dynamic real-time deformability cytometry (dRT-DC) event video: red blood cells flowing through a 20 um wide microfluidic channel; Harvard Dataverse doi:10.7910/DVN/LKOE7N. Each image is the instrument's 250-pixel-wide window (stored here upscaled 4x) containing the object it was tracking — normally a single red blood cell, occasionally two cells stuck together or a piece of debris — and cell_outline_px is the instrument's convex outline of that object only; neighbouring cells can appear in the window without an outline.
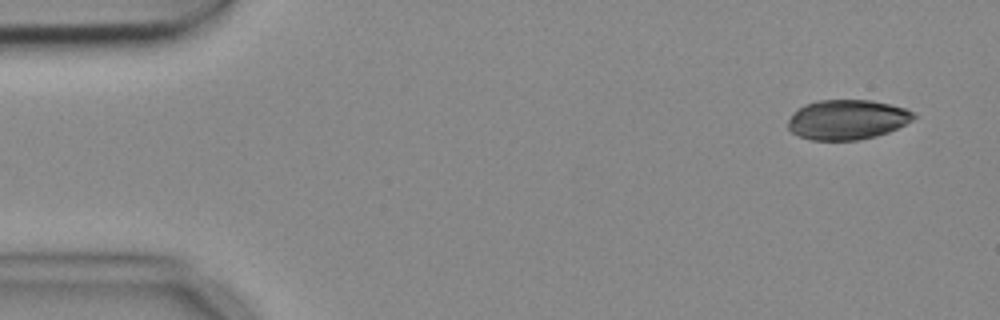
{"species": "common noctule bat (a hibernating species)", "species_latin": "Nyctalus noctula", "temperature_condition": "cold", "stored_images_in_passage": 5, "camera_frame_rate_fps": 3000, "um_per_image_px": 0.085, "animal": {"sex": "female", "body_mass_g": 18.4}, "frame": {"image": 1, "passage_image": 1, "time_ms": 0.0, "image_size_px": [1000, 320], "cell_outline_px": [[916, 116], [912, 120], [888, 132], [876, 136], [860, 140], [812, 140], [800, 136], [792, 132], [788, 128], [788, 120], [792, 112], [804, 104], [816, 100], [872, 100], [904, 108], [912, 112]], "centroid_in_image_um": [71.97, 10.16], "position_along_channel_um": 13.0, "area_um2": 29.13}}
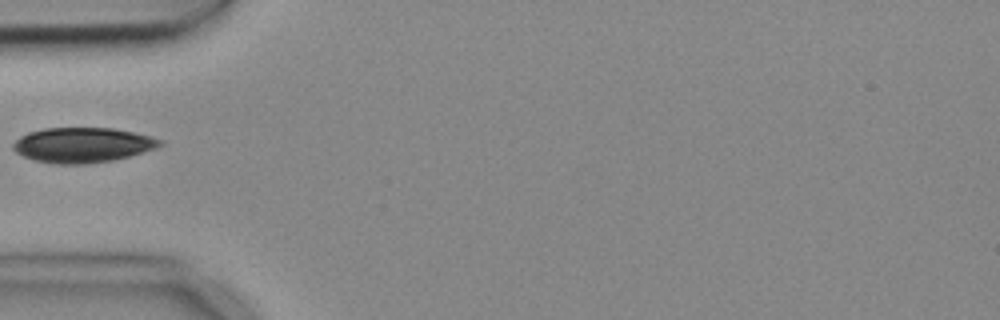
{"frame": {"image": 2, "passage_image": 4, "time_ms": 1.0, "image_size_px": [1000, 320], "cell_outline_px": [[164, 144], [156, 148], [128, 156], [112, 160], [84, 164], [52, 164], [36, 160], [24, 156], [16, 152], [12, 148], [12, 144], [20, 136], [28, 132], [44, 128], [112, 128], [136, 132], [152, 136], [164, 140]], "centroid_in_image_um": [7.04, 12.31], "position_along_channel_um": 78.0, "area_um2": 30.06}}